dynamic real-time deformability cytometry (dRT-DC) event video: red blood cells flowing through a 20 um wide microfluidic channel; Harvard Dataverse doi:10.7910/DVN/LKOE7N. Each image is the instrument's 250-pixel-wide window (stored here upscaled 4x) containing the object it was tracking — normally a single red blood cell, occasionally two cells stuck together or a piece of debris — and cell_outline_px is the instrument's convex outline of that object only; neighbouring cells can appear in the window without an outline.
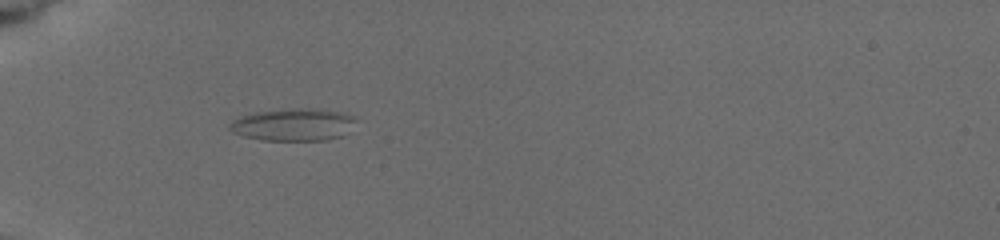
{"species": "common noctule bat (a hibernating species)", "species_latin": "Nyctalus noctula", "temperature_condition": "cold", "stored_images_in_passage": 53, "camera_frame_rate_fps": 3000, "um_per_image_px": 0.085, "animal": {"sex": "female", "body_mass_g": 19.5, "forearm_length_mm": 54.1}, "frame": {"image": 1, "passage_image": 1, "time_ms": 0.0, "image_size_px": [1000, 240], "cell_outline_px": [[348, 120], [340, 136], [324, 140], [264, 140], [244, 136], [236, 132], [232, 128], [232, 124], [236, 120], [248, 112], [296, 108], [300, 108], [332, 112], [344, 116]], "centroid_in_image_um": [24.71, 10.61], "position_along_channel_um": 60.3, "area_um2": 21.91}}
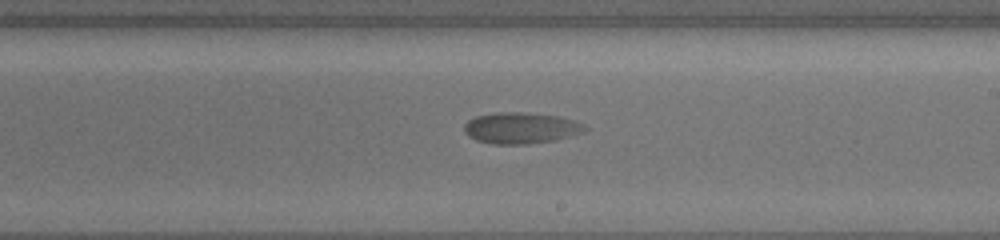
{"frame": {"image": 2, "passage_image": 20, "time_ms": 5.333, "image_size_px": [1000, 240], "cell_outline_px": [[588, 128], [580, 132], [556, 140], [528, 144], [488, 144], [476, 140], [468, 136], [464, 132], [464, 124], [468, 120], [476, 116], [492, 112], [528, 112], [556, 116], [572, 120]], "centroid_in_image_um": [44.18, 10.88], "position_along_channel_um": 244.8, "area_um2": 21.91}}
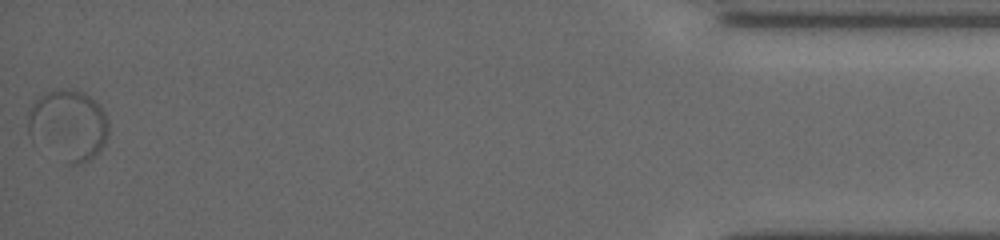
{"frame": {"image": 3, "passage_image": 52, "time_ms": 12.333, "image_size_px": [1000, 240], "cell_outline_px": [[108, 132], [100, 152], [84, 164], [64, 164], [28, 132], [28, 108], [32, 100], [60, 88], [72, 88], [96, 100], [108, 124]], "centroid_in_image_um": [5.8, 10.64], "position_along_channel_um": 429.4, "area_um2": 33.0}}